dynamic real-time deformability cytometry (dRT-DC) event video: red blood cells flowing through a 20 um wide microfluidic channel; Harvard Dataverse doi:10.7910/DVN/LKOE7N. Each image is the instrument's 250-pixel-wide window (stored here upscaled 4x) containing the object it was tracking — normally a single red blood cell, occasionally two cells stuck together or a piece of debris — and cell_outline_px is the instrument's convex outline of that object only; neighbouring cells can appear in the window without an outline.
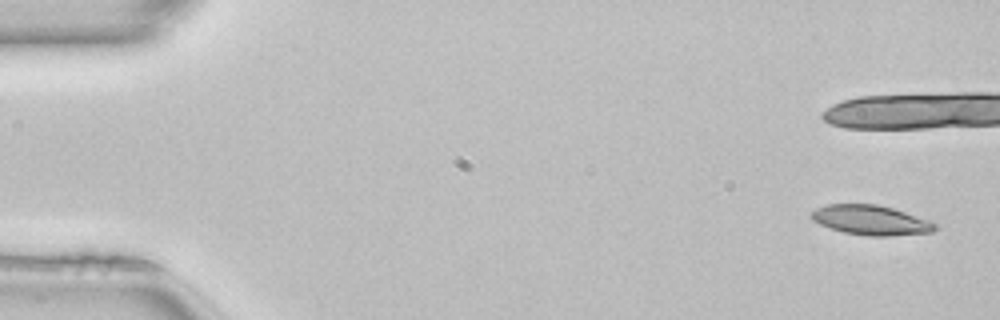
{"species": "common noctule bat (a hibernating species)", "species_latin": "Nyctalus noctula", "temperature_condition": "room temperature", "stored_images_in_passage": 13, "camera_frame_rate_fps": 3000, "um_per_image_px": 0.085, "animal": {"sex": "female", "body_mass_g": 22.7, "forearm_length_mm": 54.2}, "frame": {"image": 1, "passage_image": 1, "time_ms": 0.0, "image_size_px": [1000, 320], "cell_outline_px": [[940, 228], [932, 232], [888, 236], [868, 236], [844, 232], [820, 224], [812, 220], [808, 216], [816, 208], [828, 204], [876, 204], [892, 208], [932, 220]], "centroid_in_image_um": [74.06, 18.71], "position_along_channel_um": 10.9, "area_um2": 21.56}}